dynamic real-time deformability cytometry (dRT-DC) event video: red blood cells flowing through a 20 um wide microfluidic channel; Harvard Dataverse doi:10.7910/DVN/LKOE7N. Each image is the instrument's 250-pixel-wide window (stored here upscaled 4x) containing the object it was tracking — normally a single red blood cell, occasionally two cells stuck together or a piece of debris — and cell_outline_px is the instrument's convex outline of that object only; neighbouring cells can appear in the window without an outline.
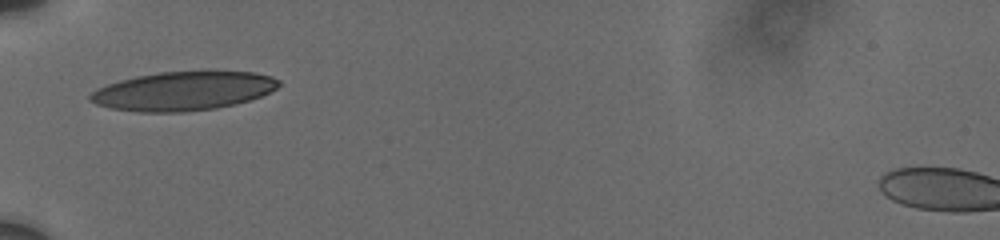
{"species": "human", "species_latin": "Homo sapiens", "temperature_condition": "cold", "stored_images_in_passage": 62, "camera_frame_rate_fps": 3000, "um_per_image_px": 0.085, "donor": {"sex": "male"}, "frame": {"image": 1, "passage_image": 1, "time_ms": 0.0, "image_size_px": [1000, 240], "cell_outline_px": [[280, 84], [276, 88], [260, 96], [236, 104], [216, 108], [184, 112], [140, 112], [112, 108], [96, 104], [88, 100], [88, 96], [96, 88], [120, 80], [136, 76], [160, 72], [208, 68], [212, 68], [256, 72], [272, 76], [280, 80]], "centroid_in_image_um": [15.62, 7.68], "position_along_channel_um": 69.4, "area_um2": 43.93}}
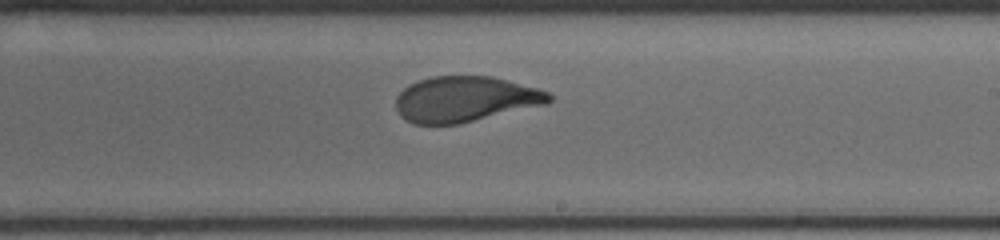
{"frame": {"image": 2, "passage_image": 29, "time_ms": 5.0, "image_size_px": [1000, 240], "cell_outline_px": [[552, 100], [548, 104], [460, 124], [412, 124], [400, 116], [396, 108], [396, 96], [408, 84], [432, 76], [492, 76], [508, 80], [536, 88], [548, 92], [552, 96]], "centroid_in_image_um": [39.53, 8.43], "position_along_channel_um": 249.5, "area_um2": 40.92}}
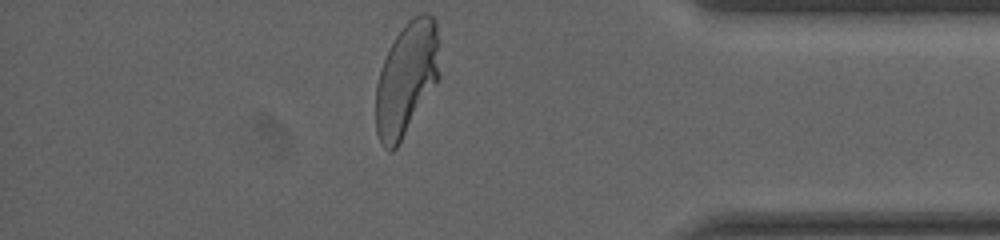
{"frame": {"image": 3, "passage_image": 60, "time_ms": 9.667, "image_size_px": [1000, 240], "cell_outline_px": [[440, 76], [400, 144], [392, 152], [388, 152], [380, 144], [376, 132], [376, 84], [380, 68], [396, 36], [404, 24], [412, 16], [424, 12], [428, 12], [436, 20]], "centroid_in_image_um": [34.54, 6.71], "position_along_channel_um": 400.7, "area_um2": 42.31}, "authors_computed_cell_mechanics": {"area_um2": 41.5582, "velocity_mm_per_s": 3.6866, "shape_relaxation_time_tau1_ms": 4.9003, "shape_relaxation_time_tau2_ms": null, "deformation_change_tau1": 0.1893, "deformation_change_tau2": null}}